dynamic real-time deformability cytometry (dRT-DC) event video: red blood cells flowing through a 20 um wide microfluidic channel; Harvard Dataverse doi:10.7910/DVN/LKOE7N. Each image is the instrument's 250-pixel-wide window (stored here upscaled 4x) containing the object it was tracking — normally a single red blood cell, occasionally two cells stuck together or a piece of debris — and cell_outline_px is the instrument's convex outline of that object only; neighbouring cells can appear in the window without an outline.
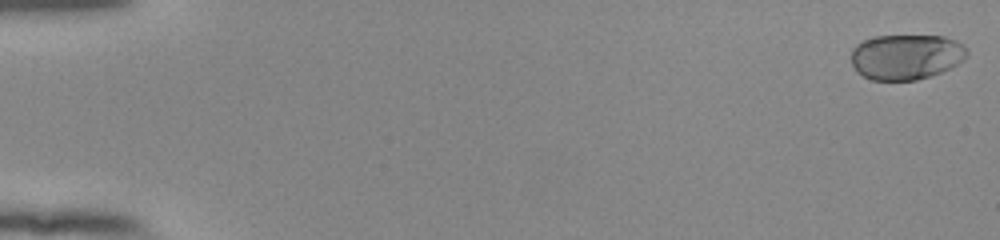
{"species": "human", "species_latin": "Homo sapiens", "temperature_condition": "room temperature", "stored_images_in_passage": 54, "camera_frame_rate_fps": 3000, "um_per_image_px": 0.085, "donor": {"sex": "female"}, "frame": {"image": 1, "passage_image": 1, "time_ms": 0.0, "image_size_px": [1000, 240], "cell_outline_px": [[968, 56], [964, 60], [940, 72], [916, 80], [872, 80], [856, 72], [852, 64], [852, 48], [856, 44], [864, 40], [876, 36], [944, 36], [956, 40], [964, 44], [968, 48]], "centroid_in_image_um": [77.03, 4.82], "position_along_channel_um": 8.0, "area_um2": 30.69}}
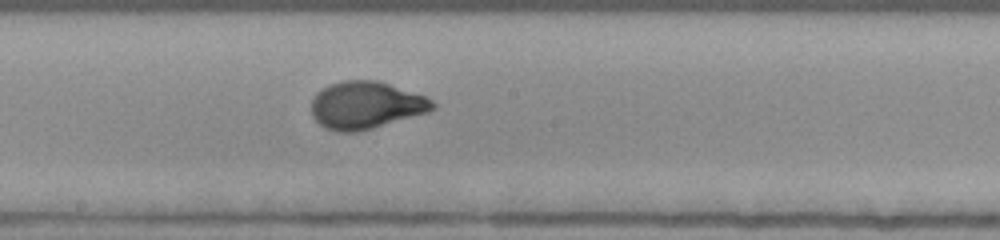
{"frame": {"image": 2, "passage_image": 31, "time_ms": 10.0, "image_size_px": [1000, 240], "cell_outline_px": [[436, 108], [428, 112], [372, 128], [356, 132], [340, 132], [328, 128], [320, 124], [312, 116], [312, 100], [316, 92], [328, 84], [344, 80], [376, 80], [424, 96], [432, 100], [436, 104]], "centroid_in_image_um": [31.08, 8.93], "position_along_channel_um": 217.1, "area_um2": 33.18}}
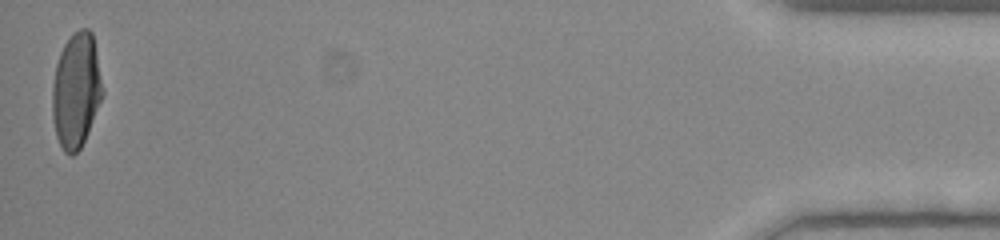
{"frame": {"image": 3, "passage_image": 54, "time_ms": 17.667, "image_size_px": [1000, 240], "cell_outline_px": [[104, 92], [88, 132], [80, 148], [72, 156], [68, 156], [64, 152], [56, 136], [52, 116], [52, 84], [56, 64], [60, 52], [64, 44], [80, 28], [88, 28], [92, 32]], "centroid_in_image_um": [6.46, 7.7], "position_along_channel_um": 428.7, "area_um2": 33.52}, "authors_computed_cell_mechanics": {"area_um2": 32.3969, "velocity_mm_per_s": 3.8691, "shape_relaxation_time_tau1_ms": 2.9679, "shape_relaxation_time_tau2_ms": null, "deformation_change_tau1": 0.1686, "deformation_change_tau2": null}}